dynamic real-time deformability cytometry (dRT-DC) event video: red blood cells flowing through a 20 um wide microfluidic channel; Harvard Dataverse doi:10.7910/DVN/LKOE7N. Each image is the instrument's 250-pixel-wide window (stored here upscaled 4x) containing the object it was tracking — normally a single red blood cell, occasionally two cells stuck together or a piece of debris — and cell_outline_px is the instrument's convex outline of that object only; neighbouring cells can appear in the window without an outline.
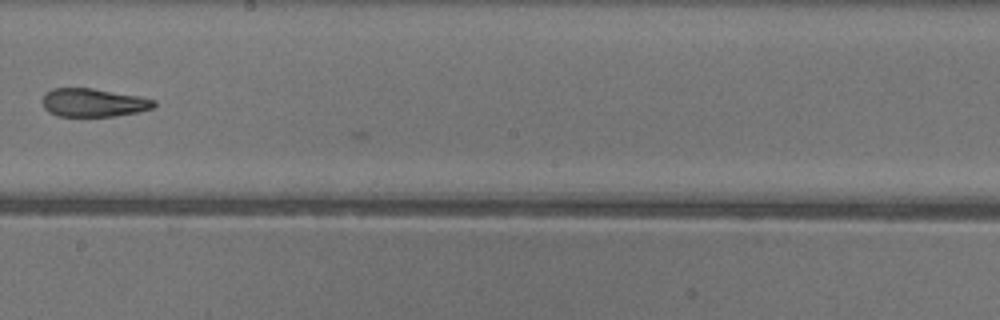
{"species": "common noctule bat (a hibernating species)", "species_latin": "Nyctalus noctula", "temperature_condition": "warm", "stored_images_in_passage": 19, "camera_frame_rate_fps": 3000, "um_per_image_px": 0.085, "animal": {"sex": "female"}, "frame": {"image": 1, "passage_image": 18, "time_ms": 5.667, "image_size_px": [1000, 320], "cell_outline_px": [[156, 104], [152, 108], [136, 112], [116, 116], [60, 116], [48, 112], [44, 108], [44, 92], [52, 88], [92, 88], [140, 96], [156, 100]], "centroid_in_image_um": [7.94, 8.71], "position_along_channel_um": 240.3, "area_um2": 18.38}}